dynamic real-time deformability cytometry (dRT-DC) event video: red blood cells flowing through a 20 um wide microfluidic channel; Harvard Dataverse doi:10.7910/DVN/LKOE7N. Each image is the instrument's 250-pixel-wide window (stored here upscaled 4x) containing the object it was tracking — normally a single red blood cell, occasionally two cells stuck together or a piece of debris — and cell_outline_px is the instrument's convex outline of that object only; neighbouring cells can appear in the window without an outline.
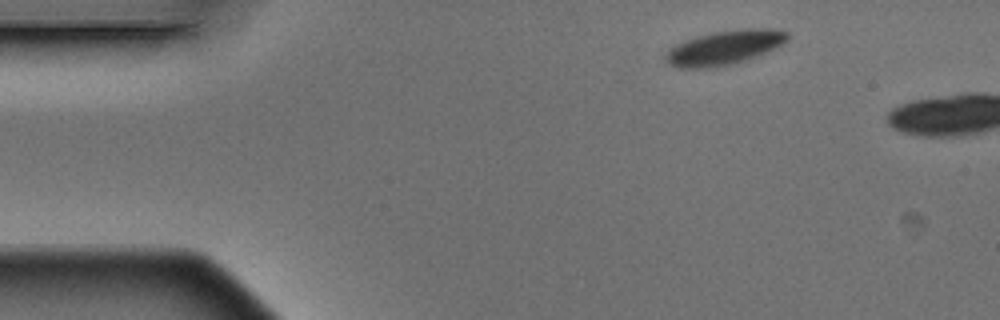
{"species": "Egyptian fruit bat (a non-hibernating species)", "species_latin": "Rousettus aegyptiacus", "temperature_condition": "warm", "stored_images_in_passage": 2, "camera_frame_rate_fps": 3000, "um_per_image_px": 0.085, "animal": {"sex": "male"}, "frame": {"image": 1, "passage_image": 1, "time_ms": 0.0, "image_size_px": [1000, 320], "cell_outline_px": [[788, 40], [784, 44], [768, 52], [732, 64], [716, 68], [680, 68], [668, 64], [664, 60], [664, 56], [668, 48], [676, 44], [696, 36], [716, 32], [744, 28], [768, 28], [788, 32]], "centroid_in_image_um": [61.56, 4.05], "position_along_channel_um": 23.4, "area_um2": 24.57}}